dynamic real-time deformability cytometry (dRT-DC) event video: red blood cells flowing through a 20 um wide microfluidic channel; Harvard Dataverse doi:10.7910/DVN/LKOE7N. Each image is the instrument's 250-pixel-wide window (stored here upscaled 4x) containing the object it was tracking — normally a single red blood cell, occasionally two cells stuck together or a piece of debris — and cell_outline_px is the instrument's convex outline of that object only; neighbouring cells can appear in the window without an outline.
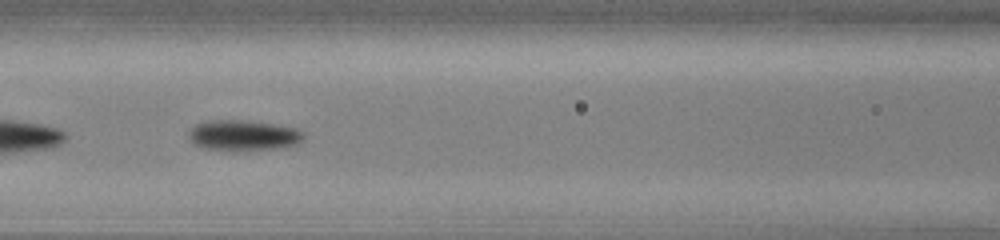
{"species": "common noctule bat (a hibernating species)", "species_latin": "Nyctalus noctula", "temperature_condition": "cold", "stored_images_in_passage": 18, "camera_frame_rate_fps": 3000, "um_per_image_px": 0.085, "animal": {"sex": "male", "body_mass_g": 13.0, "forearm_length_mm": 53.1}, "frame": {"image": 1, "passage_image": 8, "time_ms": 2.333, "image_size_px": [1000, 240], "cell_outline_px": [[304, 136], [296, 144], [272, 148], [236, 152], [232, 152], [200, 148], [192, 144], [188, 140], [188, 132], [196, 124], [212, 120], [240, 120], [272, 124], [296, 128], [304, 132]], "centroid_in_image_um": [20.58, 11.53], "position_along_channel_um": 146.0, "area_um2": 20.69}}
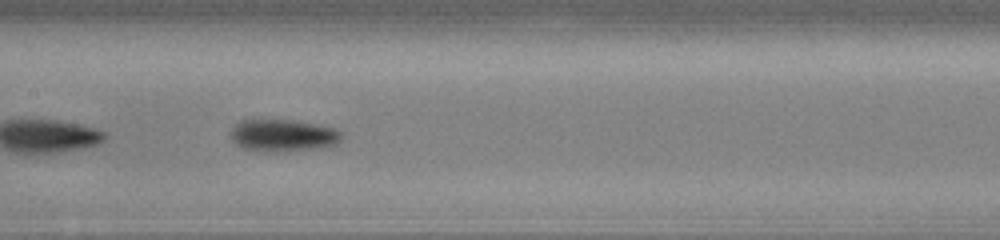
{"frame": {"image": 2, "passage_image": 11, "time_ms": 3.333, "image_size_px": [1000, 240], "cell_outline_px": [[340, 140], [336, 144], [316, 148], [276, 152], [264, 152], [244, 148], [236, 144], [232, 140], [232, 132], [236, 124], [240, 120], [292, 120], [332, 128], [340, 132]], "centroid_in_image_um": [24.01, 11.52], "position_along_channel_um": 183.4, "area_um2": 20.29}}